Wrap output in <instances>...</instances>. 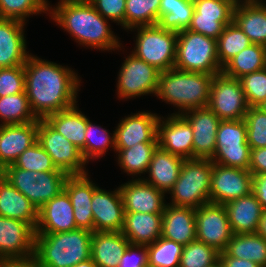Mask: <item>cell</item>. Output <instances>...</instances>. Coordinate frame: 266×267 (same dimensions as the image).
Returning <instances> with one entry per match:
<instances>
[{
  "instance_id": "6da1fadb",
  "label": "cell",
  "mask_w": 266,
  "mask_h": 267,
  "mask_svg": "<svg viewBox=\"0 0 266 267\" xmlns=\"http://www.w3.org/2000/svg\"><path fill=\"white\" fill-rule=\"evenodd\" d=\"M24 73L25 92L37 119L76 105L80 80L72 69L29 55Z\"/></svg>"
},
{
  "instance_id": "7a4b0ae2",
  "label": "cell",
  "mask_w": 266,
  "mask_h": 267,
  "mask_svg": "<svg viewBox=\"0 0 266 267\" xmlns=\"http://www.w3.org/2000/svg\"><path fill=\"white\" fill-rule=\"evenodd\" d=\"M49 11L51 19L67 30L80 45L101 51L114 50L121 46L108 20L88 0H61L58 6L49 8Z\"/></svg>"
},
{
  "instance_id": "3957f363",
  "label": "cell",
  "mask_w": 266,
  "mask_h": 267,
  "mask_svg": "<svg viewBox=\"0 0 266 267\" xmlns=\"http://www.w3.org/2000/svg\"><path fill=\"white\" fill-rule=\"evenodd\" d=\"M93 232L77 228L61 233H35V254L40 267H73L91 258Z\"/></svg>"
},
{
  "instance_id": "277c9868",
  "label": "cell",
  "mask_w": 266,
  "mask_h": 267,
  "mask_svg": "<svg viewBox=\"0 0 266 267\" xmlns=\"http://www.w3.org/2000/svg\"><path fill=\"white\" fill-rule=\"evenodd\" d=\"M213 77L212 74L172 68L160 72L156 96L180 108L181 112L172 114H183L191 109L208 107Z\"/></svg>"
},
{
  "instance_id": "5b68a950",
  "label": "cell",
  "mask_w": 266,
  "mask_h": 267,
  "mask_svg": "<svg viewBox=\"0 0 266 267\" xmlns=\"http://www.w3.org/2000/svg\"><path fill=\"white\" fill-rule=\"evenodd\" d=\"M212 161L210 159H185L173 188L169 191L177 207L194 209L210 202Z\"/></svg>"
},
{
  "instance_id": "8992f818",
  "label": "cell",
  "mask_w": 266,
  "mask_h": 267,
  "mask_svg": "<svg viewBox=\"0 0 266 267\" xmlns=\"http://www.w3.org/2000/svg\"><path fill=\"white\" fill-rule=\"evenodd\" d=\"M174 68L212 75L222 73L217 40L187 29L178 32Z\"/></svg>"
},
{
  "instance_id": "52a82bcc",
  "label": "cell",
  "mask_w": 266,
  "mask_h": 267,
  "mask_svg": "<svg viewBox=\"0 0 266 267\" xmlns=\"http://www.w3.org/2000/svg\"><path fill=\"white\" fill-rule=\"evenodd\" d=\"M0 174L28 198L37 210L64 190L69 176L64 171H28L13 164L5 167Z\"/></svg>"
},
{
  "instance_id": "ba28073f",
  "label": "cell",
  "mask_w": 266,
  "mask_h": 267,
  "mask_svg": "<svg viewBox=\"0 0 266 267\" xmlns=\"http://www.w3.org/2000/svg\"><path fill=\"white\" fill-rule=\"evenodd\" d=\"M132 54L161 72L174 68L177 32L161 29L157 24L138 26Z\"/></svg>"
},
{
  "instance_id": "9c48e42d",
  "label": "cell",
  "mask_w": 266,
  "mask_h": 267,
  "mask_svg": "<svg viewBox=\"0 0 266 267\" xmlns=\"http://www.w3.org/2000/svg\"><path fill=\"white\" fill-rule=\"evenodd\" d=\"M250 151L245 120H221L215 153L210 160L222 166L249 170Z\"/></svg>"
},
{
  "instance_id": "30bf717a",
  "label": "cell",
  "mask_w": 266,
  "mask_h": 267,
  "mask_svg": "<svg viewBox=\"0 0 266 267\" xmlns=\"http://www.w3.org/2000/svg\"><path fill=\"white\" fill-rule=\"evenodd\" d=\"M37 141L49 154L57 169L68 175L86 174L87 163L71 141L53 129L44 119L38 120Z\"/></svg>"
},
{
  "instance_id": "8fae6325",
  "label": "cell",
  "mask_w": 266,
  "mask_h": 267,
  "mask_svg": "<svg viewBox=\"0 0 266 267\" xmlns=\"http://www.w3.org/2000/svg\"><path fill=\"white\" fill-rule=\"evenodd\" d=\"M208 107L220 120L244 119L249 105L239 79L214 75Z\"/></svg>"
},
{
  "instance_id": "7c38bea8",
  "label": "cell",
  "mask_w": 266,
  "mask_h": 267,
  "mask_svg": "<svg viewBox=\"0 0 266 267\" xmlns=\"http://www.w3.org/2000/svg\"><path fill=\"white\" fill-rule=\"evenodd\" d=\"M118 75L119 98H133L146 94H157L160 70L133 54L125 57Z\"/></svg>"
},
{
  "instance_id": "4fadbf2b",
  "label": "cell",
  "mask_w": 266,
  "mask_h": 267,
  "mask_svg": "<svg viewBox=\"0 0 266 267\" xmlns=\"http://www.w3.org/2000/svg\"><path fill=\"white\" fill-rule=\"evenodd\" d=\"M197 240L224 252L233 233L224 205L206 203L195 209Z\"/></svg>"
},
{
  "instance_id": "5bb4252c",
  "label": "cell",
  "mask_w": 266,
  "mask_h": 267,
  "mask_svg": "<svg viewBox=\"0 0 266 267\" xmlns=\"http://www.w3.org/2000/svg\"><path fill=\"white\" fill-rule=\"evenodd\" d=\"M252 179L249 170L212 162L210 202L225 205L249 195L252 192Z\"/></svg>"
},
{
  "instance_id": "9a60e30c",
  "label": "cell",
  "mask_w": 266,
  "mask_h": 267,
  "mask_svg": "<svg viewBox=\"0 0 266 267\" xmlns=\"http://www.w3.org/2000/svg\"><path fill=\"white\" fill-rule=\"evenodd\" d=\"M194 13L187 30L215 40L233 21L235 4L229 0H193Z\"/></svg>"
},
{
  "instance_id": "2e32d148",
  "label": "cell",
  "mask_w": 266,
  "mask_h": 267,
  "mask_svg": "<svg viewBox=\"0 0 266 267\" xmlns=\"http://www.w3.org/2000/svg\"><path fill=\"white\" fill-rule=\"evenodd\" d=\"M35 254V229L28 223L0 216V259H23Z\"/></svg>"
},
{
  "instance_id": "e0dca14e",
  "label": "cell",
  "mask_w": 266,
  "mask_h": 267,
  "mask_svg": "<svg viewBox=\"0 0 266 267\" xmlns=\"http://www.w3.org/2000/svg\"><path fill=\"white\" fill-rule=\"evenodd\" d=\"M193 131V158L211 159L216 148V134L221 120L209 108L191 109L181 114Z\"/></svg>"
},
{
  "instance_id": "ac0fdd59",
  "label": "cell",
  "mask_w": 266,
  "mask_h": 267,
  "mask_svg": "<svg viewBox=\"0 0 266 267\" xmlns=\"http://www.w3.org/2000/svg\"><path fill=\"white\" fill-rule=\"evenodd\" d=\"M158 121V146L184 159H193V131L181 114H171Z\"/></svg>"
},
{
  "instance_id": "d6986e66",
  "label": "cell",
  "mask_w": 266,
  "mask_h": 267,
  "mask_svg": "<svg viewBox=\"0 0 266 267\" xmlns=\"http://www.w3.org/2000/svg\"><path fill=\"white\" fill-rule=\"evenodd\" d=\"M91 208L94 232L123 230L125 209L119 187L111 192L98 187L93 192Z\"/></svg>"
},
{
  "instance_id": "ffe728a7",
  "label": "cell",
  "mask_w": 266,
  "mask_h": 267,
  "mask_svg": "<svg viewBox=\"0 0 266 267\" xmlns=\"http://www.w3.org/2000/svg\"><path fill=\"white\" fill-rule=\"evenodd\" d=\"M159 117L144 111L123 118L114 131L115 149H128L143 142H158Z\"/></svg>"
},
{
  "instance_id": "44dd1931",
  "label": "cell",
  "mask_w": 266,
  "mask_h": 267,
  "mask_svg": "<svg viewBox=\"0 0 266 267\" xmlns=\"http://www.w3.org/2000/svg\"><path fill=\"white\" fill-rule=\"evenodd\" d=\"M125 212L163 213L166 207L164 194L142 179H134L119 186Z\"/></svg>"
},
{
  "instance_id": "7402d4cb",
  "label": "cell",
  "mask_w": 266,
  "mask_h": 267,
  "mask_svg": "<svg viewBox=\"0 0 266 267\" xmlns=\"http://www.w3.org/2000/svg\"><path fill=\"white\" fill-rule=\"evenodd\" d=\"M73 206L65 190L38 210L35 233H61L77 229Z\"/></svg>"
},
{
  "instance_id": "603a6c76",
  "label": "cell",
  "mask_w": 266,
  "mask_h": 267,
  "mask_svg": "<svg viewBox=\"0 0 266 267\" xmlns=\"http://www.w3.org/2000/svg\"><path fill=\"white\" fill-rule=\"evenodd\" d=\"M38 122L0 124V172L37 141Z\"/></svg>"
},
{
  "instance_id": "cb8c5ba5",
  "label": "cell",
  "mask_w": 266,
  "mask_h": 267,
  "mask_svg": "<svg viewBox=\"0 0 266 267\" xmlns=\"http://www.w3.org/2000/svg\"><path fill=\"white\" fill-rule=\"evenodd\" d=\"M93 183L88 173L69 175L64 184L73 206V214L77 228H83L94 232L93 213L91 201L93 192L98 188Z\"/></svg>"
},
{
  "instance_id": "d4e9b609",
  "label": "cell",
  "mask_w": 266,
  "mask_h": 267,
  "mask_svg": "<svg viewBox=\"0 0 266 267\" xmlns=\"http://www.w3.org/2000/svg\"><path fill=\"white\" fill-rule=\"evenodd\" d=\"M26 23L0 18V68L24 65L28 56L24 25ZM28 53V54H27Z\"/></svg>"
},
{
  "instance_id": "484cf974",
  "label": "cell",
  "mask_w": 266,
  "mask_h": 267,
  "mask_svg": "<svg viewBox=\"0 0 266 267\" xmlns=\"http://www.w3.org/2000/svg\"><path fill=\"white\" fill-rule=\"evenodd\" d=\"M161 237L183 246L197 240L195 209L168 203L162 213Z\"/></svg>"
},
{
  "instance_id": "4316f807",
  "label": "cell",
  "mask_w": 266,
  "mask_h": 267,
  "mask_svg": "<svg viewBox=\"0 0 266 267\" xmlns=\"http://www.w3.org/2000/svg\"><path fill=\"white\" fill-rule=\"evenodd\" d=\"M224 206L233 234L256 233L264 209L252 192Z\"/></svg>"
},
{
  "instance_id": "83f0119b",
  "label": "cell",
  "mask_w": 266,
  "mask_h": 267,
  "mask_svg": "<svg viewBox=\"0 0 266 267\" xmlns=\"http://www.w3.org/2000/svg\"><path fill=\"white\" fill-rule=\"evenodd\" d=\"M0 216L26 222L34 229H36L38 223L37 208L1 174Z\"/></svg>"
},
{
  "instance_id": "f1b7e54d",
  "label": "cell",
  "mask_w": 266,
  "mask_h": 267,
  "mask_svg": "<svg viewBox=\"0 0 266 267\" xmlns=\"http://www.w3.org/2000/svg\"><path fill=\"white\" fill-rule=\"evenodd\" d=\"M121 232L130 244L154 243L162 235V213L125 212Z\"/></svg>"
},
{
  "instance_id": "f546056e",
  "label": "cell",
  "mask_w": 266,
  "mask_h": 267,
  "mask_svg": "<svg viewBox=\"0 0 266 267\" xmlns=\"http://www.w3.org/2000/svg\"><path fill=\"white\" fill-rule=\"evenodd\" d=\"M129 244L122 232H93L91 258L97 267H118Z\"/></svg>"
},
{
  "instance_id": "4dcf8cb0",
  "label": "cell",
  "mask_w": 266,
  "mask_h": 267,
  "mask_svg": "<svg viewBox=\"0 0 266 267\" xmlns=\"http://www.w3.org/2000/svg\"><path fill=\"white\" fill-rule=\"evenodd\" d=\"M184 160V158L162 150L158 146L148 167L149 178L143 180L167 193L177 181Z\"/></svg>"
},
{
  "instance_id": "1f68e13d",
  "label": "cell",
  "mask_w": 266,
  "mask_h": 267,
  "mask_svg": "<svg viewBox=\"0 0 266 267\" xmlns=\"http://www.w3.org/2000/svg\"><path fill=\"white\" fill-rule=\"evenodd\" d=\"M44 120L78 147L85 160V131L89 119L78 110L76 105L67 110L48 115Z\"/></svg>"
},
{
  "instance_id": "d6a6232c",
  "label": "cell",
  "mask_w": 266,
  "mask_h": 267,
  "mask_svg": "<svg viewBox=\"0 0 266 267\" xmlns=\"http://www.w3.org/2000/svg\"><path fill=\"white\" fill-rule=\"evenodd\" d=\"M233 21L253 44L266 47V4L235 5Z\"/></svg>"
},
{
  "instance_id": "836d02e7",
  "label": "cell",
  "mask_w": 266,
  "mask_h": 267,
  "mask_svg": "<svg viewBox=\"0 0 266 267\" xmlns=\"http://www.w3.org/2000/svg\"><path fill=\"white\" fill-rule=\"evenodd\" d=\"M225 252L230 257L250 260L266 267V240L257 233L233 234Z\"/></svg>"
},
{
  "instance_id": "e575fe53",
  "label": "cell",
  "mask_w": 266,
  "mask_h": 267,
  "mask_svg": "<svg viewBox=\"0 0 266 267\" xmlns=\"http://www.w3.org/2000/svg\"><path fill=\"white\" fill-rule=\"evenodd\" d=\"M193 13V0H161L157 25L178 33L188 29Z\"/></svg>"
},
{
  "instance_id": "d590c367",
  "label": "cell",
  "mask_w": 266,
  "mask_h": 267,
  "mask_svg": "<svg viewBox=\"0 0 266 267\" xmlns=\"http://www.w3.org/2000/svg\"><path fill=\"white\" fill-rule=\"evenodd\" d=\"M266 67V47L251 44L235 55L223 68L222 73L230 78L239 79L246 74Z\"/></svg>"
},
{
  "instance_id": "8d00e7d4",
  "label": "cell",
  "mask_w": 266,
  "mask_h": 267,
  "mask_svg": "<svg viewBox=\"0 0 266 267\" xmlns=\"http://www.w3.org/2000/svg\"><path fill=\"white\" fill-rule=\"evenodd\" d=\"M157 147L158 142H143L128 149H115L119 153L117 162L127 174L141 176V173H147Z\"/></svg>"
},
{
  "instance_id": "74e56055",
  "label": "cell",
  "mask_w": 266,
  "mask_h": 267,
  "mask_svg": "<svg viewBox=\"0 0 266 267\" xmlns=\"http://www.w3.org/2000/svg\"><path fill=\"white\" fill-rule=\"evenodd\" d=\"M1 125L38 122L29 105L26 92L0 97Z\"/></svg>"
},
{
  "instance_id": "f35d334b",
  "label": "cell",
  "mask_w": 266,
  "mask_h": 267,
  "mask_svg": "<svg viewBox=\"0 0 266 267\" xmlns=\"http://www.w3.org/2000/svg\"><path fill=\"white\" fill-rule=\"evenodd\" d=\"M251 44L250 39L234 21L227 24L217 39V55L221 68Z\"/></svg>"
},
{
  "instance_id": "ab89813d",
  "label": "cell",
  "mask_w": 266,
  "mask_h": 267,
  "mask_svg": "<svg viewBox=\"0 0 266 267\" xmlns=\"http://www.w3.org/2000/svg\"><path fill=\"white\" fill-rule=\"evenodd\" d=\"M160 3L161 0H126L125 30L157 24Z\"/></svg>"
},
{
  "instance_id": "60d3db41",
  "label": "cell",
  "mask_w": 266,
  "mask_h": 267,
  "mask_svg": "<svg viewBox=\"0 0 266 267\" xmlns=\"http://www.w3.org/2000/svg\"><path fill=\"white\" fill-rule=\"evenodd\" d=\"M146 247L148 267H179L183 245L160 237Z\"/></svg>"
},
{
  "instance_id": "b9f144b4",
  "label": "cell",
  "mask_w": 266,
  "mask_h": 267,
  "mask_svg": "<svg viewBox=\"0 0 266 267\" xmlns=\"http://www.w3.org/2000/svg\"><path fill=\"white\" fill-rule=\"evenodd\" d=\"M47 0H0V18L15 19L25 23L30 15L49 11Z\"/></svg>"
},
{
  "instance_id": "7bdbcfd3",
  "label": "cell",
  "mask_w": 266,
  "mask_h": 267,
  "mask_svg": "<svg viewBox=\"0 0 266 267\" xmlns=\"http://www.w3.org/2000/svg\"><path fill=\"white\" fill-rule=\"evenodd\" d=\"M220 252L195 240L184 245L179 267H208L219 260Z\"/></svg>"
},
{
  "instance_id": "ee69618b",
  "label": "cell",
  "mask_w": 266,
  "mask_h": 267,
  "mask_svg": "<svg viewBox=\"0 0 266 267\" xmlns=\"http://www.w3.org/2000/svg\"><path fill=\"white\" fill-rule=\"evenodd\" d=\"M15 167L28 171L52 172L62 171L57 169L49 154L36 141L24 150L13 164Z\"/></svg>"
},
{
  "instance_id": "f6af8a7d",
  "label": "cell",
  "mask_w": 266,
  "mask_h": 267,
  "mask_svg": "<svg viewBox=\"0 0 266 267\" xmlns=\"http://www.w3.org/2000/svg\"><path fill=\"white\" fill-rule=\"evenodd\" d=\"M108 146L115 149L114 133L111 137L108 130L92 124L89 120L85 131V161L88 163L89 159L100 158L109 149Z\"/></svg>"
},
{
  "instance_id": "bcb514c9",
  "label": "cell",
  "mask_w": 266,
  "mask_h": 267,
  "mask_svg": "<svg viewBox=\"0 0 266 267\" xmlns=\"http://www.w3.org/2000/svg\"><path fill=\"white\" fill-rule=\"evenodd\" d=\"M244 120L250 148L266 147V112L260 107H249Z\"/></svg>"
},
{
  "instance_id": "7dc6e473",
  "label": "cell",
  "mask_w": 266,
  "mask_h": 267,
  "mask_svg": "<svg viewBox=\"0 0 266 267\" xmlns=\"http://www.w3.org/2000/svg\"><path fill=\"white\" fill-rule=\"evenodd\" d=\"M249 107H259L266 101V67L239 78Z\"/></svg>"
},
{
  "instance_id": "c3c4849f",
  "label": "cell",
  "mask_w": 266,
  "mask_h": 267,
  "mask_svg": "<svg viewBox=\"0 0 266 267\" xmlns=\"http://www.w3.org/2000/svg\"><path fill=\"white\" fill-rule=\"evenodd\" d=\"M25 91L24 65L0 68V97Z\"/></svg>"
},
{
  "instance_id": "681fc988",
  "label": "cell",
  "mask_w": 266,
  "mask_h": 267,
  "mask_svg": "<svg viewBox=\"0 0 266 267\" xmlns=\"http://www.w3.org/2000/svg\"><path fill=\"white\" fill-rule=\"evenodd\" d=\"M105 19L117 22L125 29L126 0H88Z\"/></svg>"
},
{
  "instance_id": "f907efd6",
  "label": "cell",
  "mask_w": 266,
  "mask_h": 267,
  "mask_svg": "<svg viewBox=\"0 0 266 267\" xmlns=\"http://www.w3.org/2000/svg\"><path fill=\"white\" fill-rule=\"evenodd\" d=\"M118 267H148L146 245L129 244Z\"/></svg>"
},
{
  "instance_id": "816d5d0a",
  "label": "cell",
  "mask_w": 266,
  "mask_h": 267,
  "mask_svg": "<svg viewBox=\"0 0 266 267\" xmlns=\"http://www.w3.org/2000/svg\"><path fill=\"white\" fill-rule=\"evenodd\" d=\"M249 171L252 175L266 173V147L251 149Z\"/></svg>"
},
{
  "instance_id": "f5cc1de1",
  "label": "cell",
  "mask_w": 266,
  "mask_h": 267,
  "mask_svg": "<svg viewBox=\"0 0 266 267\" xmlns=\"http://www.w3.org/2000/svg\"><path fill=\"white\" fill-rule=\"evenodd\" d=\"M252 193L257 197V200L266 210V173L253 175Z\"/></svg>"
},
{
  "instance_id": "db71d44e",
  "label": "cell",
  "mask_w": 266,
  "mask_h": 267,
  "mask_svg": "<svg viewBox=\"0 0 266 267\" xmlns=\"http://www.w3.org/2000/svg\"><path fill=\"white\" fill-rule=\"evenodd\" d=\"M223 267H261L253 261L230 257L225 251L219 255Z\"/></svg>"
},
{
  "instance_id": "11a10c76",
  "label": "cell",
  "mask_w": 266,
  "mask_h": 267,
  "mask_svg": "<svg viewBox=\"0 0 266 267\" xmlns=\"http://www.w3.org/2000/svg\"><path fill=\"white\" fill-rule=\"evenodd\" d=\"M0 267H40V265L33 255L23 259H0Z\"/></svg>"
},
{
  "instance_id": "9f6ffc18",
  "label": "cell",
  "mask_w": 266,
  "mask_h": 267,
  "mask_svg": "<svg viewBox=\"0 0 266 267\" xmlns=\"http://www.w3.org/2000/svg\"><path fill=\"white\" fill-rule=\"evenodd\" d=\"M256 233L266 240V210H263Z\"/></svg>"
},
{
  "instance_id": "6f0895ef",
  "label": "cell",
  "mask_w": 266,
  "mask_h": 267,
  "mask_svg": "<svg viewBox=\"0 0 266 267\" xmlns=\"http://www.w3.org/2000/svg\"><path fill=\"white\" fill-rule=\"evenodd\" d=\"M73 267H97V265L93 262L92 258H89L86 261L79 262L78 264H76Z\"/></svg>"
},
{
  "instance_id": "680465c9",
  "label": "cell",
  "mask_w": 266,
  "mask_h": 267,
  "mask_svg": "<svg viewBox=\"0 0 266 267\" xmlns=\"http://www.w3.org/2000/svg\"><path fill=\"white\" fill-rule=\"evenodd\" d=\"M240 2H241L240 4H243V3L244 4H254V3L255 4H257V3L260 4V3H264V2H262V0L261 1L260 0H244V1L240 0Z\"/></svg>"
},
{
  "instance_id": "91938a15",
  "label": "cell",
  "mask_w": 266,
  "mask_h": 267,
  "mask_svg": "<svg viewBox=\"0 0 266 267\" xmlns=\"http://www.w3.org/2000/svg\"><path fill=\"white\" fill-rule=\"evenodd\" d=\"M208 267H223V266H222V264H221V261L218 260L216 263H214V264H212V265H210V266H208Z\"/></svg>"
},
{
  "instance_id": "94428289",
  "label": "cell",
  "mask_w": 266,
  "mask_h": 267,
  "mask_svg": "<svg viewBox=\"0 0 266 267\" xmlns=\"http://www.w3.org/2000/svg\"><path fill=\"white\" fill-rule=\"evenodd\" d=\"M259 107L262 108L266 112V101L263 104H261Z\"/></svg>"
},
{
  "instance_id": "6125c7cd",
  "label": "cell",
  "mask_w": 266,
  "mask_h": 267,
  "mask_svg": "<svg viewBox=\"0 0 266 267\" xmlns=\"http://www.w3.org/2000/svg\"><path fill=\"white\" fill-rule=\"evenodd\" d=\"M229 1H231L235 5H239L240 4V0H229Z\"/></svg>"
}]
</instances>
